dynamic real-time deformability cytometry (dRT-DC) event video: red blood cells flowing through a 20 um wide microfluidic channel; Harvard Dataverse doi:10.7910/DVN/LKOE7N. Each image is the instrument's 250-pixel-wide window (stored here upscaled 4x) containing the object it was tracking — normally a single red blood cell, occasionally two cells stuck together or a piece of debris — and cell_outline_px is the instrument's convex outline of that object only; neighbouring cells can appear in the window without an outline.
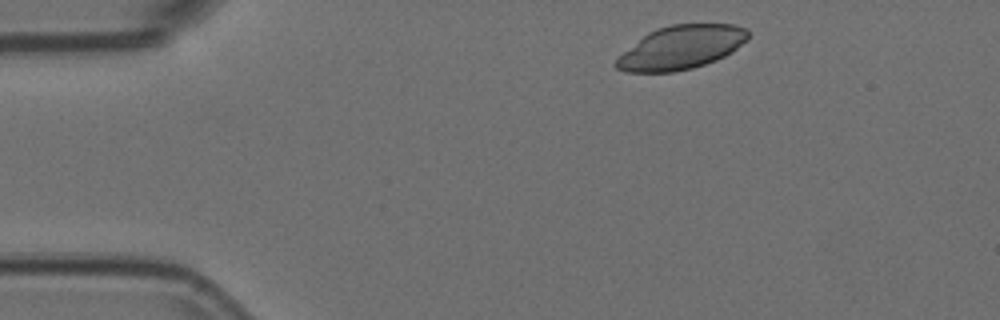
{"species": "Egyptian fruit bat (a non-hibernating species)", "species_latin": "Rousettus aegyptiacus", "temperature_condition": "room temperature", "stored_images_in_passage": 47, "camera_frame_rate_fps": 3000, "um_per_image_px": 0.085, "animal": {"sex": "female"}, "frame": {"image": 1, "passage_image": 1, "time_ms": 0.0, "image_size_px": [1000, 320], "cell_outline_px": [[748, 40], [732, 52], [716, 60], [692, 68], [672, 72], [628, 72], [616, 68], [612, 64], [616, 56], [648, 32], [656, 28], [672, 24], [736, 24], [748, 28]], "centroid_in_image_um": [57.87, 4.03], "position_along_channel_um": 27.1, "area_um2": 33.87}}